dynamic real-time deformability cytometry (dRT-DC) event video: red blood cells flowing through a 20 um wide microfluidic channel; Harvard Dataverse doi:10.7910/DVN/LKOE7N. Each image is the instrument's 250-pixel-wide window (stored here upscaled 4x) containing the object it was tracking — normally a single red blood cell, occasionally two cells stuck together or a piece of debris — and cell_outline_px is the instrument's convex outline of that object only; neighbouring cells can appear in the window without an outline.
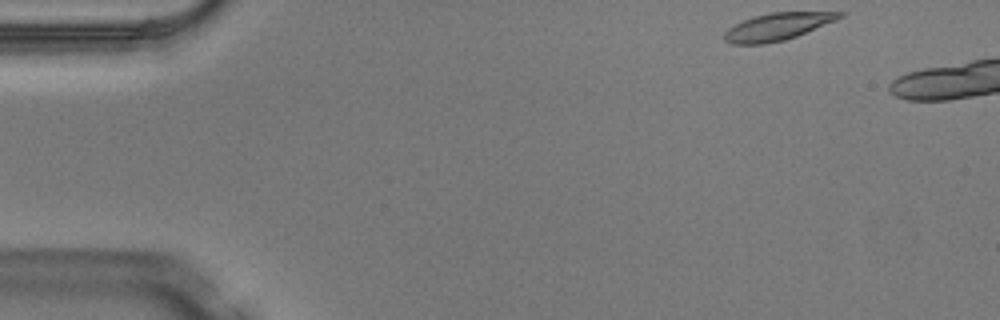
{"species": "Egyptian fruit bat (a non-hibernating species)", "species_latin": "Rousettus aegyptiacus", "temperature_condition": "warm", "stored_images_in_passage": 5, "segment_of_instrument_passage": [2, 2], "camera_frame_rate_fps": 3000, "um_per_image_px": 0.085, "animal": {"sex": "male"}, "frame": {"image": 1, "passage_image": 5, "time_ms": 1.333, "image_size_px": [1000, 320], "cell_outline_px": [[844, 16], [836, 20], [796, 36], [784, 40], [764, 44], [732, 44], [724, 40], [724, 32], [728, 28], [752, 16], [772, 12], [844, 12]], "centroid_in_image_um": [66.06, 2.26], "position_along_channel_um": 18.9, "area_um2": 18.15}}